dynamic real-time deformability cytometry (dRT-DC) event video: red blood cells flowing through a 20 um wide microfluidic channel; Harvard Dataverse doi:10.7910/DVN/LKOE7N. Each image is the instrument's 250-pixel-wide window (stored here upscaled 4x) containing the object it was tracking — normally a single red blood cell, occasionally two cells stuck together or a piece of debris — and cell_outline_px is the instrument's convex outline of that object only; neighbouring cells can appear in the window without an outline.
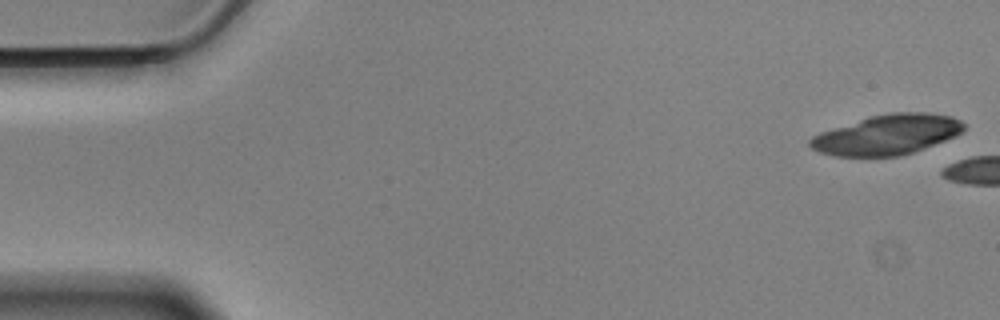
{"species": "Egyptian fruit bat (a non-hibernating species)", "species_latin": "Rousettus aegyptiacus", "temperature_condition": "cold", "stored_images_in_passage": 5, "camera_frame_rate_fps": 3000, "um_per_image_px": 0.085, "animal": {"sex": "male"}, "frame": {"image": 1, "passage_image": 1, "time_ms": 0.0, "image_size_px": [1000, 320], "cell_outline_px": [[964, 132], [956, 136], [924, 148], [900, 156], [836, 156], [820, 152], [812, 148], [808, 144], [808, 140], [812, 136], [820, 132], [868, 116], [892, 112], [928, 112], [952, 116], [960, 120], [964, 124]], "centroid_in_image_um": [75.41, 11.43], "position_along_channel_um": 9.6, "area_um2": 36.01}}